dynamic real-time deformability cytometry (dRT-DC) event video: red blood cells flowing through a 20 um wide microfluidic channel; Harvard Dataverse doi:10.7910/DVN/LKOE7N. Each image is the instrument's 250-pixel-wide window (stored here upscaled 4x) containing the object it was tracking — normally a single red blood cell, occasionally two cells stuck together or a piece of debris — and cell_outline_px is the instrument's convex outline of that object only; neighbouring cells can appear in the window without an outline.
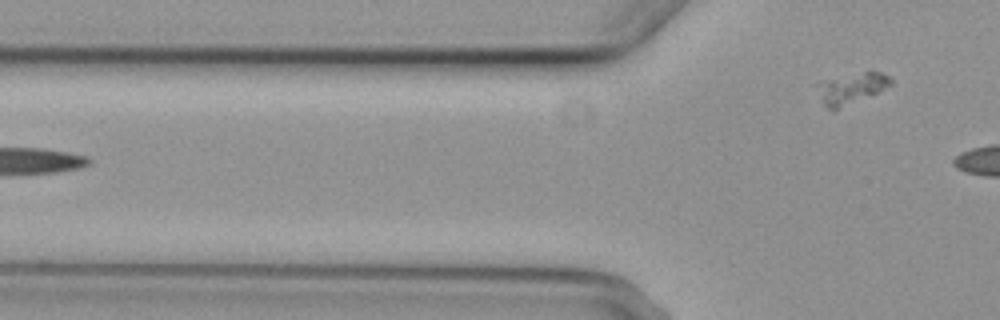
{"species": "common noctule bat (a hibernating species)", "species_latin": "Nyctalus noctula", "temperature_condition": "cold", "stored_images_in_passage": 3, "camera_frame_rate_fps": 3000, "um_per_image_px": 0.085, "animal": {"sex": "female", "body_mass_g": 29.2, "forearm_length_mm": 56.3}, "frame": {"image": 1, "passage_image": 3, "time_ms": 2.667, "image_size_px": [1000, 320], "cell_outline_px": [[892, 84], [836, 112], [832, 112], [824, 104], [816, 84], [820, 80], [868, 68], [872, 68], [888, 76], [892, 80]], "centroid_in_image_um": [72.35, 7.46], "position_along_channel_um": 53.4, "area_um2": 13.99}}